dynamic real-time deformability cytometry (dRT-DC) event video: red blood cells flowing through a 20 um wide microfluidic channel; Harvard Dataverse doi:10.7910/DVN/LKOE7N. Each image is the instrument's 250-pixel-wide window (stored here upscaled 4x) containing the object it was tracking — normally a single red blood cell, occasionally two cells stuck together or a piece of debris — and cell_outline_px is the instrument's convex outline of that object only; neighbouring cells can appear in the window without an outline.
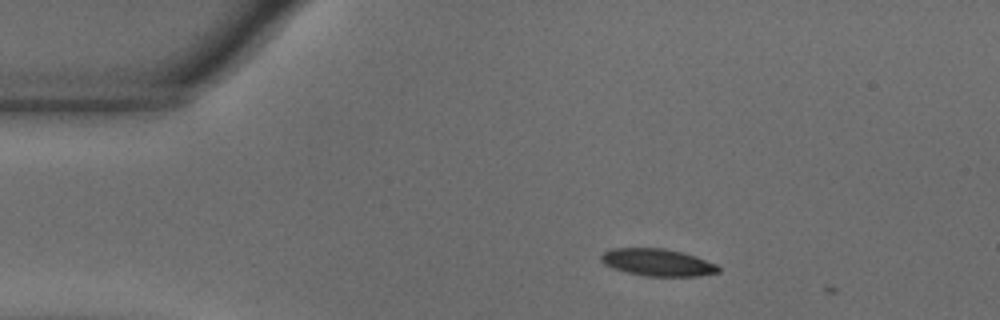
{"species": "common noctule bat (a hibernating species)", "species_latin": "Nyctalus noctula", "temperature_condition": "warm", "stored_images_in_passage": 4, "camera_frame_rate_fps": 3000, "um_per_image_px": 0.085, "animal": {"sex": "male", "body_mass_g": 18.8}, "frame": {"image": 1, "passage_image": 1, "time_ms": 0.0, "image_size_px": [1000, 320], "cell_outline_px": [[720, 272], [700, 276], [648, 276], [628, 272], [612, 268], [604, 264], [600, 260], [600, 256], [604, 252], [612, 248], [664, 248], [684, 252], [696, 256], [716, 264], [720, 268]], "centroid_in_image_um": [55.91, 22.3], "position_along_channel_um": 29.1, "area_um2": 18.67}}